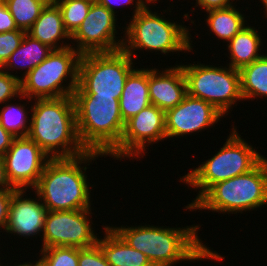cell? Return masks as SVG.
<instances>
[{
    "label": "cell",
    "mask_w": 267,
    "mask_h": 266,
    "mask_svg": "<svg viewBox=\"0 0 267 266\" xmlns=\"http://www.w3.org/2000/svg\"><path fill=\"white\" fill-rule=\"evenodd\" d=\"M14 136L0 125V157L2 158L11 147Z\"/></svg>",
    "instance_id": "cell-36"
},
{
    "label": "cell",
    "mask_w": 267,
    "mask_h": 266,
    "mask_svg": "<svg viewBox=\"0 0 267 266\" xmlns=\"http://www.w3.org/2000/svg\"><path fill=\"white\" fill-rule=\"evenodd\" d=\"M15 190L0 191V228L4 231L8 222L9 205Z\"/></svg>",
    "instance_id": "cell-34"
},
{
    "label": "cell",
    "mask_w": 267,
    "mask_h": 266,
    "mask_svg": "<svg viewBox=\"0 0 267 266\" xmlns=\"http://www.w3.org/2000/svg\"><path fill=\"white\" fill-rule=\"evenodd\" d=\"M25 33L22 30L0 33V68L4 66L10 55L19 47Z\"/></svg>",
    "instance_id": "cell-30"
},
{
    "label": "cell",
    "mask_w": 267,
    "mask_h": 266,
    "mask_svg": "<svg viewBox=\"0 0 267 266\" xmlns=\"http://www.w3.org/2000/svg\"><path fill=\"white\" fill-rule=\"evenodd\" d=\"M34 262L31 263V261L30 262L27 261L22 264L19 263V265L18 264H14V265L15 266H49L48 262L42 256L39 258V260L34 261Z\"/></svg>",
    "instance_id": "cell-38"
},
{
    "label": "cell",
    "mask_w": 267,
    "mask_h": 266,
    "mask_svg": "<svg viewBox=\"0 0 267 266\" xmlns=\"http://www.w3.org/2000/svg\"><path fill=\"white\" fill-rule=\"evenodd\" d=\"M231 1V2H230ZM235 0H196V7L209 11L212 9H224L233 6ZM239 1V0H236Z\"/></svg>",
    "instance_id": "cell-35"
},
{
    "label": "cell",
    "mask_w": 267,
    "mask_h": 266,
    "mask_svg": "<svg viewBox=\"0 0 267 266\" xmlns=\"http://www.w3.org/2000/svg\"><path fill=\"white\" fill-rule=\"evenodd\" d=\"M165 139V111L150 104L125 123L120 143L107 156L115 160L140 159L146 154V147Z\"/></svg>",
    "instance_id": "cell-12"
},
{
    "label": "cell",
    "mask_w": 267,
    "mask_h": 266,
    "mask_svg": "<svg viewBox=\"0 0 267 266\" xmlns=\"http://www.w3.org/2000/svg\"><path fill=\"white\" fill-rule=\"evenodd\" d=\"M19 30L8 7L0 0V33Z\"/></svg>",
    "instance_id": "cell-33"
},
{
    "label": "cell",
    "mask_w": 267,
    "mask_h": 266,
    "mask_svg": "<svg viewBox=\"0 0 267 266\" xmlns=\"http://www.w3.org/2000/svg\"><path fill=\"white\" fill-rule=\"evenodd\" d=\"M158 0H146L147 3H156Z\"/></svg>",
    "instance_id": "cell-40"
},
{
    "label": "cell",
    "mask_w": 267,
    "mask_h": 266,
    "mask_svg": "<svg viewBox=\"0 0 267 266\" xmlns=\"http://www.w3.org/2000/svg\"><path fill=\"white\" fill-rule=\"evenodd\" d=\"M135 60L123 49L81 55L74 93L119 99L128 75L135 69Z\"/></svg>",
    "instance_id": "cell-9"
},
{
    "label": "cell",
    "mask_w": 267,
    "mask_h": 266,
    "mask_svg": "<svg viewBox=\"0 0 267 266\" xmlns=\"http://www.w3.org/2000/svg\"><path fill=\"white\" fill-rule=\"evenodd\" d=\"M104 227V238L97 244L112 266H153L145 254L130 247L111 227Z\"/></svg>",
    "instance_id": "cell-20"
},
{
    "label": "cell",
    "mask_w": 267,
    "mask_h": 266,
    "mask_svg": "<svg viewBox=\"0 0 267 266\" xmlns=\"http://www.w3.org/2000/svg\"><path fill=\"white\" fill-rule=\"evenodd\" d=\"M2 159L10 185L15 189L32 190L50 157L27 136L15 137Z\"/></svg>",
    "instance_id": "cell-14"
},
{
    "label": "cell",
    "mask_w": 267,
    "mask_h": 266,
    "mask_svg": "<svg viewBox=\"0 0 267 266\" xmlns=\"http://www.w3.org/2000/svg\"><path fill=\"white\" fill-rule=\"evenodd\" d=\"M78 266H112L107 262L100 246L78 248Z\"/></svg>",
    "instance_id": "cell-31"
},
{
    "label": "cell",
    "mask_w": 267,
    "mask_h": 266,
    "mask_svg": "<svg viewBox=\"0 0 267 266\" xmlns=\"http://www.w3.org/2000/svg\"><path fill=\"white\" fill-rule=\"evenodd\" d=\"M80 57L81 54L72 46L53 50L20 81L21 94L28 102L33 99L73 96L78 85Z\"/></svg>",
    "instance_id": "cell-8"
},
{
    "label": "cell",
    "mask_w": 267,
    "mask_h": 266,
    "mask_svg": "<svg viewBox=\"0 0 267 266\" xmlns=\"http://www.w3.org/2000/svg\"><path fill=\"white\" fill-rule=\"evenodd\" d=\"M52 51V48L25 33L19 47L10 55L2 69L8 74L14 73L12 71H15V69L16 73L17 69L19 71L20 69L21 71L24 70L23 75L21 74L19 77L21 81L31 70L42 63Z\"/></svg>",
    "instance_id": "cell-22"
},
{
    "label": "cell",
    "mask_w": 267,
    "mask_h": 266,
    "mask_svg": "<svg viewBox=\"0 0 267 266\" xmlns=\"http://www.w3.org/2000/svg\"><path fill=\"white\" fill-rule=\"evenodd\" d=\"M49 266H78V248L56 246L40 249Z\"/></svg>",
    "instance_id": "cell-28"
},
{
    "label": "cell",
    "mask_w": 267,
    "mask_h": 266,
    "mask_svg": "<svg viewBox=\"0 0 267 266\" xmlns=\"http://www.w3.org/2000/svg\"><path fill=\"white\" fill-rule=\"evenodd\" d=\"M9 102L0 109V125L14 137H27L31 121V117L28 116L29 111L25 108L27 104Z\"/></svg>",
    "instance_id": "cell-26"
},
{
    "label": "cell",
    "mask_w": 267,
    "mask_h": 266,
    "mask_svg": "<svg viewBox=\"0 0 267 266\" xmlns=\"http://www.w3.org/2000/svg\"><path fill=\"white\" fill-rule=\"evenodd\" d=\"M117 20V15H114L104 5L92 2L88 15L71 36V40L76 42L74 44L71 41V46L81 55L122 49L124 38L116 37Z\"/></svg>",
    "instance_id": "cell-13"
},
{
    "label": "cell",
    "mask_w": 267,
    "mask_h": 266,
    "mask_svg": "<svg viewBox=\"0 0 267 266\" xmlns=\"http://www.w3.org/2000/svg\"><path fill=\"white\" fill-rule=\"evenodd\" d=\"M51 0H3L17 28L27 32Z\"/></svg>",
    "instance_id": "cell-25"
},
{
    "label": "cell",
    "mask_w": 267,
    "mask_h": 266,
    "mask_svg": "<svg viewBox=\"0 0 267 266\" xmlns=\"http://www.w3.org/2000/svg\"><path fill=\"white\" fill-rule=\"evenodd\" d=\"M135 1V5H134V11L132 12V16H134L135 14H137L146 4V0H98L97 2L101 5H104L108 10H110L114 15H116V13L118 11L115 10L116 5L117 6H123L125 7L126 5H132ZM123 4V5H122Z\"/></svg>",
    "instance_id": "cell-32"
},
{
    "label": "cell",
    "mask_w": 267,
    "mask_h": 266,
    "mask_svg": "<svg viewBox=\"0 0 267 266\" xmlns=\"http://www.w3.org/2000/svg\"><path fill=\"white\" fill-rule=\"evenodd\" d=\"M98 156L105 158L106 155L87 151L72 158H50L32 191L35 190L48 211L92 208L90 193L94 184H89L86 170Z\"/></svg>",
    "instance_id": "cell-2"
},
{
    "label": "cell",
    "mask_w": 267,
    "mask_h": 266,
    "mask_svg": "<svg viewBox=\"0 0 267 266\" xmlns=\"http://www.w3.org/2000/svg\"><path fill=\"white\" fill-rule=\"evenodd\" d=\"M149 98L152 105L167 111L177 106L187 95V84L182 67L148 68Z\"/></svg>",
    "instance_id": "cell-17"
},
{
    "label": "cell",
    "mask_w": 267,
    "mask_h": 266,
    "mask_svg": "<svg viewBox=\"0 0 267 266\" xmlns=\"http://www.w3.org/2000/svg\"><path fill=\"white\" fill-rule=\"evenodd\" d=\"M243 100L267 98V55L239 69Z\"/></svg>",
    "instance_id": "cell-24"
},
{
    "label": "cell",
    "mask_w": 267,
    "mask_h": 266,
    "mask_svg": "<svg viewBox=\"0 0 267 266\" xmlns=\"http://www.w3.org/2000/svg\"><path fill=\"white\" fill-rule=\"evenodd\" d=\"M23 98L20 100H27L21 94V84L19 76L14 74L6 73L0 68V104L4 105L6 102L11 101L14 98Z\"/></svg>",
    "instance_id": "cell-29"
},
{
    "label": "cell",
    "mask_w": 267,
    "mask_h": 266,
    "mask_svg": "<svg viewBox=\"0 0 267 266\" xmlns=\"http://www.w3.org/2000/svg\"><path fill=\"white\" fill-rule=\"evenodd\" d=\"M91 210L48 211L41 249L56 246L87 248L97 244L99 236L92 227Z\"/></svg>",
    "instance_id": "cell-11"
},
{
    "label": "cell",
    "mask_w": 267,
    "mask_h": 266,
    "mask_svg": "<svg viewBox=\"0 0 267 266\" xmlns=\"http://www.w3.org/2000/svg\"><path fill=\"white\" fill-rule=\"evenodd\" d=\"M26 33L53 50L71 46V43H64L65 39H67V42L71 40V36L65 30L60 9L52 0L45 6L40 16Z\"/></svg>",
    "instance_id": "cell-18"
},
{
    "label": "cell",
    "mask_w": 267,
    "mask_h": 266,
    "mask_svg": "<svg viewBox=\"0 0 267 266\" xmlns=\"http://www.w3.org/2000/svg\"><path fill=\"white\" fill-rule=\"evenodd\" d=\"M151 104L148 86V68L137 67L128 75L119 98L122 119L126 123Z\"/></svg>",
    "instance_id": "cell-19"
},
{
    "label": "cell",
    "mask_w": 267,
    "mask_h": 266,
    "mask_svg": "<svg viewBox=\"0 0 267 266\" xmlns=\"http://www.w3.org/2000/svg\"><path fill=\"white\" fill-rule=\"evenodd\" d=\"M259 2L263 4L264 7L263 9H265L264 14L265 17L267 18V0H260Z\"/></svg>",
    "instance_id": "cell-39"
},
{
    "label": "cell",
    "mask_w": 267,
    "mask_h": 266,
    "mask_svg": "<svg viewBox=\"0 0 267 266\" xmlns=\"http://www.w3.org/2000/svg\"><path fill=\"white\" fill-rule=\"evenodd\" d=\"M28 189H16L13 192L9 205L8 222L4 232L16 234L26 239L28 237L42 236L47 208L44 206L39 196L35 192L37 198H28L26 192ZM26 196V197H24Z\"/></svg>",
    "instance_id": "cell-16"
},
{
    "label": "cell",
    "mask_w": 267,
    "mask_h": 266,
    "mask_svg": "<svg viewBox=\"0 0 267 266\" xmlns=\"http://www.w3.org/2000/svg\"><path fill=\"white\" fill-rule=\"evenodd\" d=\"M235 5L224 9H212L207 12L206 24L210 33H214L218 40L228 43L246 25L245 14L236 9Z\"/></svg>",
    "instance_id": "cell-23"
},
{
    "label": "cell",
    "mask_w": 267,
    "mask_h": 266,
    "mask_svg": "<svg viewBox=\"0 0 267 266\" xmlns=\"http://www.w3.org/2000/svg\"><path fill=\"white\" fill-rule=\"evenodd\" d=\"M260 33L256 28L246 24L226 45L230 56H227L230 59L227 65L239 70L261 58L264 54L259 51L263 45Z\"/></svg>",
    "instance_id": "cell-21"
},
{
    "label": "cell",
    "mask_w": 267,
    "mask_h": 266,
    "mask_svg": "<svg viewBox=\"0 0 267 266\" xmlns=\"http://www.w3.org/2000/svg\"><path fill=\"white\" fill-rule=\"evenodd\" d=\"M241 137L233 126L223 147L213 157L180 177V182L199 190L188 206L191 207L212 185L251 171L265 158Z\"/></svg>",
    "instance_id": "cell-7"
},
{
    "label": "cell",
    "mask_w": 267,
    "mask_h": 266,
    "mask_svg": "<svg viewBox=\"0 0 267 266\" xmlns=\"http://www.w3.org/2000/svg\"><path fill=\"white\" fill-rule=\"evenodd\" d=\"M180 66L185 75L187 94L212 104L224 116L237 101H243L238 69L198 62Z\"/></svg>",
    "instance_id": "cell-10"
},
{
    "label": "cell",
    "mask_w": 267,
    "mask_h": 266,
    "mask_svg": "<svg viewBox=\"0 0 267 266\" xmlns=\"http://www.w3.org/2000/svg\"><path fill=\"white\" fill-rule=\"evenodd\" d=\"M147 3L126 24L122 49L132 58L137 57L134 51H155L163 55L181 51L192 52L191 33L187 26L174 20H166L158 11H151ZM187 27V28H186Z\"/></svg>",
    "instance_id": "cell-5"
},
{
    "label": "cell",
    "mask_w": 267,
    "mask_h": 266,
    "mask_svg": "<svg viewBox=\"0 0 267 266\" xmlns=\"http://www.w3.org/2000/svg\"><path fill=\"white\" fill-rule=\"evenodd\" d=\"M77 133L87 151L108 155L122 138L125 123L119 99L73 93Z\"/></svg>",
    "instance_id": "cell-4"
},
{
    "label": "cell",
    "mask_w": 267,
    "mask_h": 266,
    "mask_svg": "<svg viewBox=\"0 0 267 266\" xmlns=\"http://www.w3.org/2000/svg\"><path fill=\"white\" fill-rule=\"evenodd\" d=\"M28 137L50 158H72L87 152L76 126L73 96L34 99Z\"/></svg>",
    "instance_id": "cell-3"
},
{
    "label": "cell",
    "mask_w": 267,
    "mask_h": 266,
    "mask_svg": "<svg viewBox=\"0 0 267 266\" xmlns=\"http://www.w3.org/2000/svg\"><path fill=\"white\" fill-rule=\"evenodd\" d=\"M60 9L65 30L72 36L88 15L90 0H52Z\"/></svg>",
    "instance_id": "cell-27"
},
{
    "label": "cell",
    "mask_w": 267,
    "mask_h": 266,
    "mask_svg": "<svg viewBox=\"0 0 267 266\" xmlns=\"http://www.w3.org/2000/svg\"><path fill=\"white\" fill-rule=\"evenodd\" d=\"M267 204V158L251 171L212 185L191 207L185 210H210L243 213ZM257 208V209H256Z\"/></svg>",
    "instance_id": "cell-6"
},
{
    "label": "cell",
    "mask_w": 267,
    "mask_h": 266,
    "mask_svg": "<svg viewBox=\"0 0 267 266\" xmlns=\"http://www.w3.org/2000/svg\"><path fill=\"white\" fill-rule=\"evenodd\" d=\"M224 115L212 104L186 95L185 98L174 108L165 112L166 137H187L215 126Z\"/></svg>",
    "instance_id": "cell-15"
},
{
    "label": "cell",
    "mask_w": 267,
    "mask_h": 266,
    "mask_svg": "<svg viewBox=\"0 0 267 266\" xmlns=\"http://www.w3.org/2000/svg\"><path fill=\"white\" fill-rule=\"evenodd\" d=\"M130 247L146 255L153 266H174L180 261L210 259L221 261V256L211 247L202 243L198 232L199 225L182 228L137 225L110 226Z\"/></svg>",
    "instance_id": "cell-1"
},
{
    "label": "cell",
    "mask_w": 267,
    "mask_h": 266,
    "mask_svg": "<svg viewBox=\"0 0 267 266\" xmlns=\"http://www.w3.org/2000/svg\"><path fill=\"white\" fill-rule=\"evenodd\" d=\"M16 190L8 182L3 159L0 157V191Z\"/></svg>",
    "instance_id": "cell-37"
}]
</instances>
